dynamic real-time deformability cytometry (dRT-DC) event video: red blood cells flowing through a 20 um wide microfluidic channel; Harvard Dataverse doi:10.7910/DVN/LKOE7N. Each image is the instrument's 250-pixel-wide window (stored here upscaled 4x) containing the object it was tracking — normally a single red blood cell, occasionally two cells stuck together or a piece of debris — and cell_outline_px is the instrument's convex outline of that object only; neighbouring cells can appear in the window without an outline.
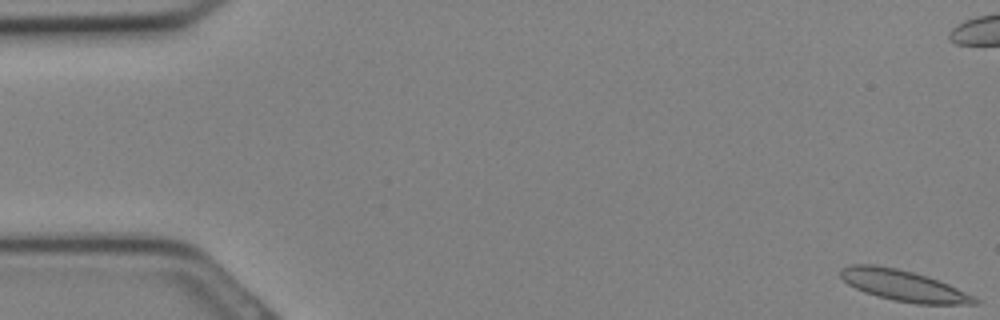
{"species": "Egyptian fruit bat (a non-hibernating species)", "species_latin": "Rousettus aegyptiacus", "temperature_condition": "cold", "stored_images_in_passage": 33, "camera_frame_rate_fps": 3000, "um_per_image_px": 0.085, "animal": {"sex": "female"}, "frame": {"image": 1, "passage_image": 1, "time_ms": 0.0, "image_size_px": [1000, 320], "cell_outline_px": [[980, 304], [916, 304], [892, 300], [876, 296], [864, 292], [848, 284], [840, 276], [840, 268], [852, 264], [876, 264], [896, 268], [912, 272], [948, 284], [980, 300]], "centroid_in_image_um": [76.75, 24.28], "position_along_channel_um": 8.3, "area_um2": 24.04}}
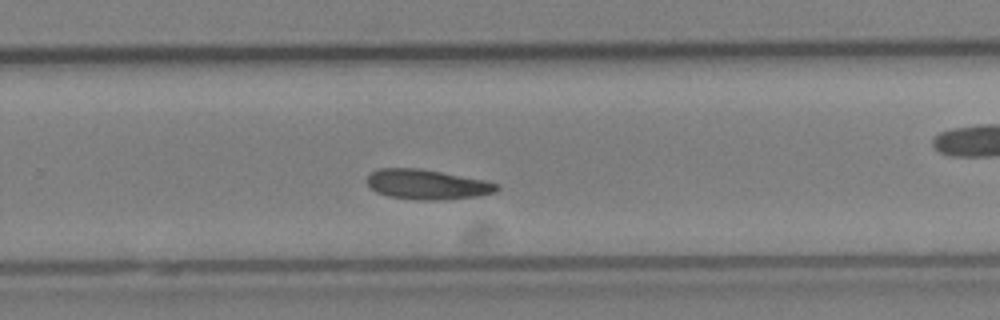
{"frame": {"image": 2, "passage_image": 21, "time_ms": 6.667, "image_size_px": [1000, 320], "cell_outline_px": [[500, 188], [496, 192], [480, 196], [436, 200], [420, 200], [388, 196], [376, 192], [368, 184], [368, 172], [380, 168], [420, 168], [484, 180], [500, 184]], "centroid_in_image_um": [36.32, 15.67], "position_along_channel_um": 293.5, "area_um2": 22.66}}
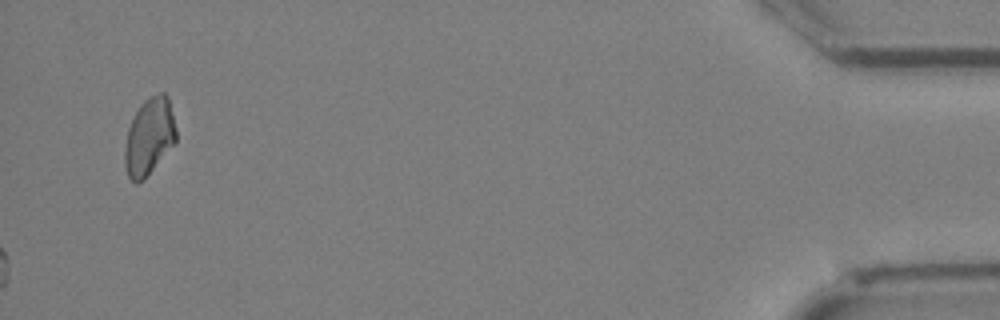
{"frame": {"image": 3, "passage_image": 33, "time_ms": 10.667, "image_size_px": [1000, 320], "cell_outline_px": [[176, 140], [144, 180], [136, 184], [128, 176], [124, 164], [124, 148], [128, 128], [140, 104], [148, 96], [160, 92], [164, 92], [168, 96], [176, 128]], "centroid_in_image_um": [12.67, 11.6], "position_along_channel_um": 422.5, "area_um2": 23.0}}